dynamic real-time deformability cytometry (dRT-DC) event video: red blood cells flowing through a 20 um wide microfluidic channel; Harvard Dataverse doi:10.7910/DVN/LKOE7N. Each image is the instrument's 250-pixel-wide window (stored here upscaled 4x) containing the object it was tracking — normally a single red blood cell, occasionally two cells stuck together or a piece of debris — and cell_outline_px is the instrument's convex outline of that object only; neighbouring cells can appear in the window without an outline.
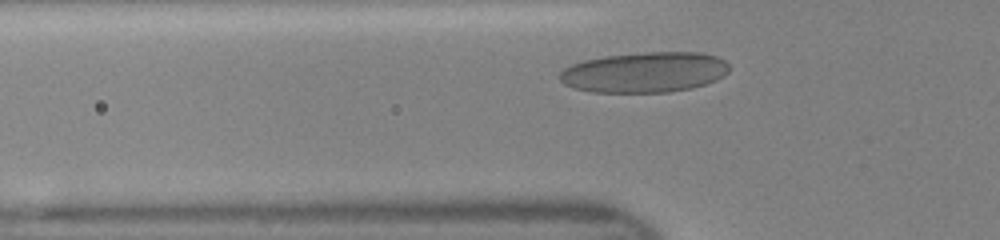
{"species": "human", "species_latin": "Homo sapiens", "temperature_condition": "room temperature", "stored_images_in_passage": 32, "camera_frame_rate_fps": 3000, "um_per_image_px": 0.085, "donor": {"sex": "female"}, "frame": {"image": 1, "passage_image": 5, "time_ms": 1.333, "image_size_px": [1000, 240], "cell_outline_px": [[728, 72], [724, 76], [716, 80], [692, 88], [668, 92], [592, 92], [572, 88], [564, 84], [560, 80], [560, 72], [564, 68], [572, 64], [584, 60], [604, 56], [644, 52], [700, 52], [716, 56], [724, 60], [728, 64]], "centroid_in_image_um": [54.78, 6.14], "position_along_channel_um": 71.0, "area_um2": 40.06}}
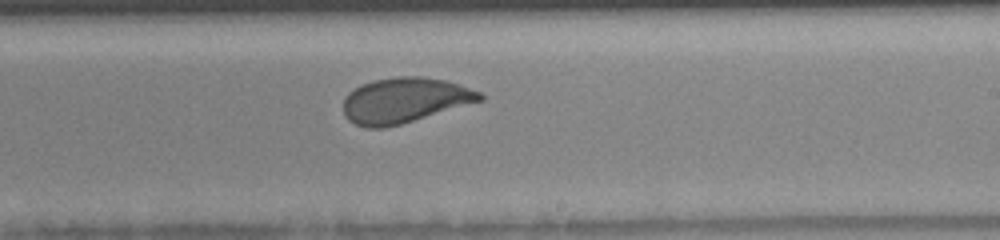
{"frame": {"image": 2, "passage_image": 18, "time_ms": 5.667, "image_size_px": [1000, 240], "cell_outline_px": [[484, 100], [400, 124], [384, 128], [364, 128], [348, 120], [344, 116], [344, 96], [348, 92], [364, 84], [376, 80], [396, 76], [420, 76], [448, 80], [460, 84], [480, 92], [484, 96]], "centroid_in_image_um": [34.39, 8.52], "position_along_channel_um": 254.6, "area_um2": 36.01}}
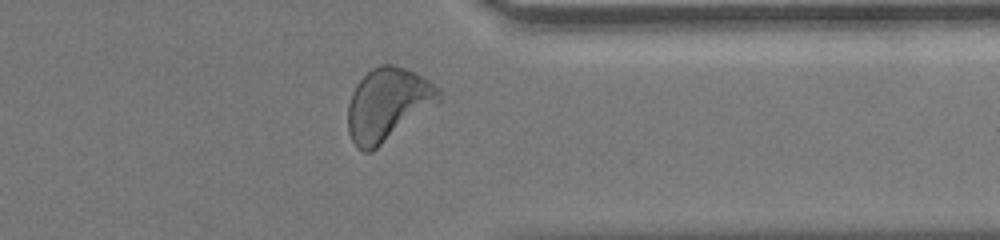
{"frame": {"image": 3, "passage_image": 27, "time_ms": 8.667, "image_size_px": [1000, 240], "cell_outline_px": [[440, 100], [372, 152], [364, 152], [356, 148], [348, 132], [348, 104], [352, 92], [356, 84], [372, 68], [380, 64], [392, 64], [416, 72], [440, 88]], "centroid_in_image_um": [32.92, 8.87], "position_along_channel_um": 378.5, "area_um2": 38.26}}